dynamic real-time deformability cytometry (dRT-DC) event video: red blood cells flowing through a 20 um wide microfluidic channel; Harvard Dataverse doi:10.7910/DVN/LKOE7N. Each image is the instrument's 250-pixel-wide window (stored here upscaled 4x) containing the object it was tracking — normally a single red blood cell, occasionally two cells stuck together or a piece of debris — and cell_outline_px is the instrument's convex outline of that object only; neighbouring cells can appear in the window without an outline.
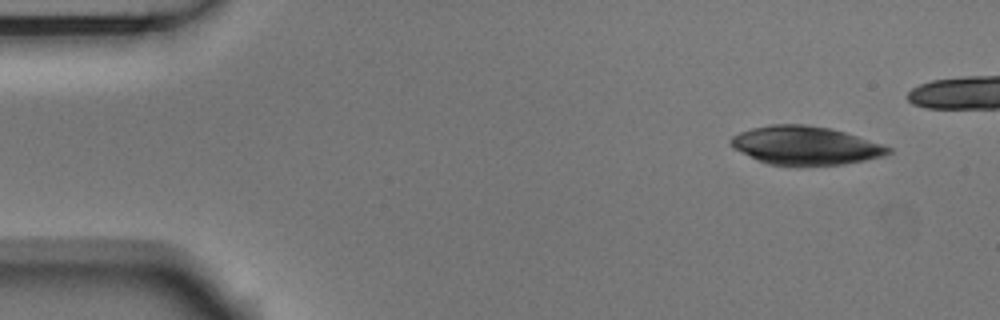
{"species": "Egyptian fruit bat (a non-hibernating species)", "species_latin": "Rousettus aegyptiacus", "temperature_condition": "room temperature", "stored_images_in_passage": 43, "camera_frame_rate_fps": 3000, "um_per_image_px": 0.085, "animal": {"sex": "male"}, "frame": {"image": 1, "passage_image": 1, "time_ms": 0.0, "image_size_px": [1000, 320], "cell_outline_px": [[892, 152], [884, 156], [844, 164], [800, 168], [768, 164], [756, 160], [732, 148], [728, 140], [732, 136], [740, 132], [752, 128], [772, 124], [804, 124], [828, 128], [844, 132], [884, 144], [892, 148]], "centroid_in_image_um": [68.44, 12.4], "position_along_channel_um": 16.6, "area_um2": 36.13}}